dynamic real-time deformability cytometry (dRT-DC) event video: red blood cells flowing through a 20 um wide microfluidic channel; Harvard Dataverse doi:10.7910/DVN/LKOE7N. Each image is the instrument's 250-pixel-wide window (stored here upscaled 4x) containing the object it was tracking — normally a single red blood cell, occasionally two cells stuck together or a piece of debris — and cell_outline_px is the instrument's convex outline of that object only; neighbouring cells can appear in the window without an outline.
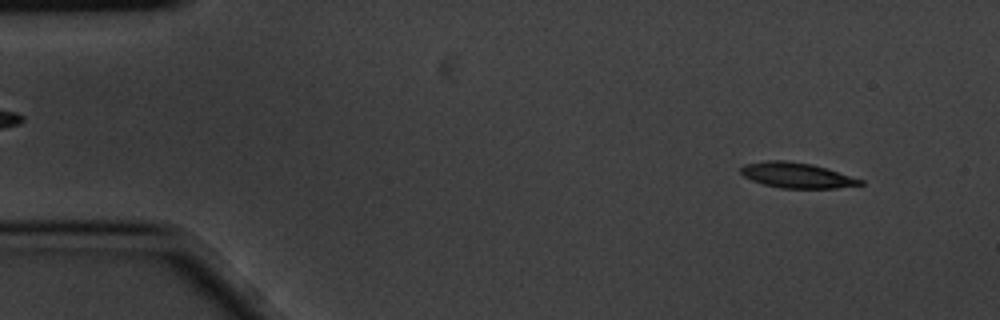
{"species": "common noctule bat (a hibernating species)", "species_latin": "Nyctalus noctula", "temperature_condition": "cold", "stored_images_in_passage": 4, "camera_frame_rate_fps": 3000, "um_per_image_px": 0.085, "animal": {"sex": "male", "body_mass_g": 20.1, "forearm_length_mm": 53.5}, "frame": {"image": 1, "passage_image": 1, "time_ms": 0.0, "image_size_px": [1000, 320], "cell_outline_px": [[864, 184], [836, 188], [780, 188], [764, 184], [752, 180], [744, 176], [740, 172], [740, 168], [744, 164], [768, 160], [784, 160], [812, 164], [864, 180]], "centroid_in_image_um": [67.71, 14.9], "position_along_channel_um": 17.3, "area_um2": 17.51}}
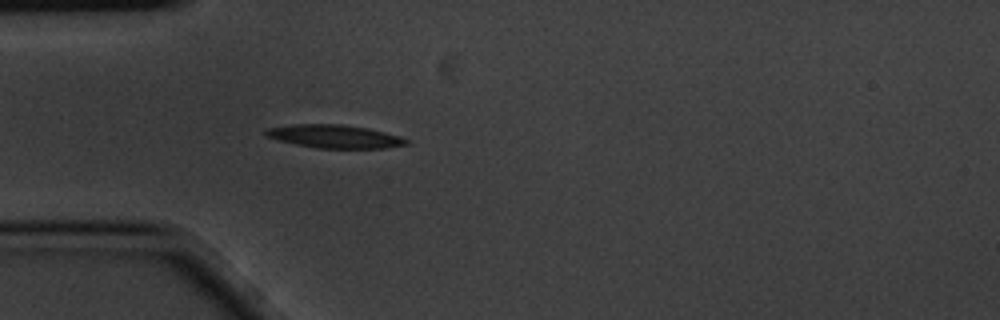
{"frame": {"image": 2, "passage_image": 4, "time_ms": 1.0, "image_size_px": [1000, 320], "cell_outline_px": [[408, 144], [388, 148], [316, 148], [296, 144], [280, 140], [268, 136], [264, 132], [264, 128], [292, 124], [340, 124], [368, 128], [400, 136], [408, 140]], "centroid_in_image_um": [28.45, 11.59], "position_along_channel_um": 56.6, "area_um2": 18.96}}